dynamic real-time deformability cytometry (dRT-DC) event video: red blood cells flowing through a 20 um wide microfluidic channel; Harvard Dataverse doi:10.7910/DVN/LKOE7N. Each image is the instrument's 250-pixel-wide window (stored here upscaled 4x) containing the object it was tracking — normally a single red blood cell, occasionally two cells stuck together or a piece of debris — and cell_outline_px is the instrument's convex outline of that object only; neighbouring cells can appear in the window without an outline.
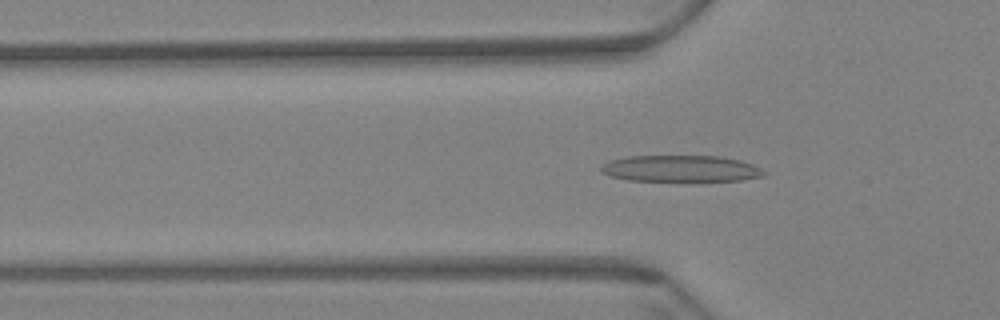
{"species": "Egyptian fruit bat (a non-hibernating species)", "species_latin": "Rousettus aegyptiacus", "temperature_condition": "warm", "stored_images_in_passage": 59, "camera_frame_rate_fps": 3000, "um_per_image_px": 0.085, "animal": {"sex": "female"}, "frame": {"image": 1, "passage_image": 19, "time_ms": 6.0, "image_size_px": [1000, 320], "cell_outline_px": [[768, 172], [764, 176], [740, 180], [628, 180], [612, 176], [600, 172], [600, 168], [608, 160], [628, 156], [720, 156], [740, 160], [752, 164]], "centroid_in_image_um": [57.87, 14.31], "position_along_channel_um": 67.9, "area_um2": 24.91}}
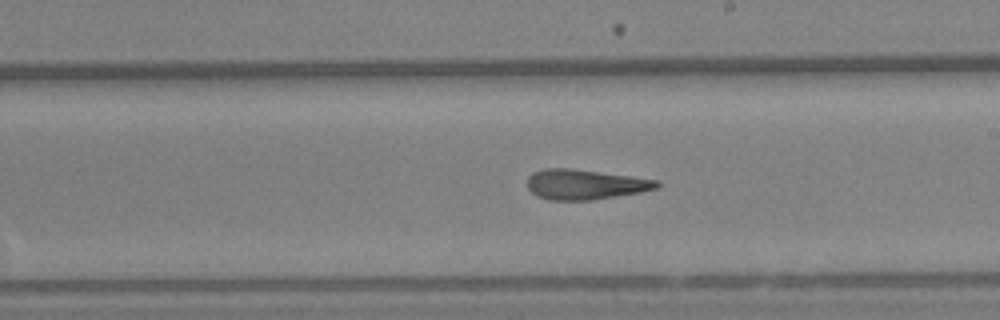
{"frame": {"image": 2, "passage_image": 34, "time_ms": 11.0, "image_size_px": [1000, 320], "cell_outline_px": [[660, 184], [656, 188], [640, 192], [592, 200], [548, 200], [536, 196], [528, 188], [528, 176], [532, 172], [544, 168], [568, 168], [660, 180]], "centroid_in_image_um": [49.69, 15.68], "position_along_channel_um": 239.3, "area_um2": 22.6}}
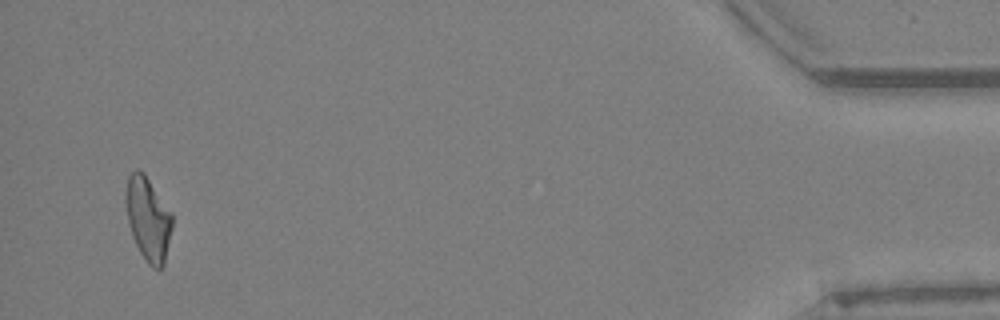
{"frame": {"image": 3, "passage_image": 57, "time_ms": 18.667, "image_size_px": [1000, 320], "cell_outline_px": [[172, 228], [164, 264], [160, 268], [152, 268], [148, 264], [140, 252], [132, 236], [128, 220], [124, 200], [124, 192], [128, 176], [136, 168], [140, 168], [144, 172], [172, 212]], "centroid_in_image_um": [12.57, 18.55], "position_along_channel_um": 422.6, "area_um2": 22.89}, "authors_computed_cell_mechanics": {"area_um2": 23.12, "velocity_mm_per_s": 3.4303, "shape_relaxation_time_tau1_ms": 10.3917, "shape_relaxation_time_tau2_ms": 3.639, "deformation_change_tau1": 0.2669, "deformation_change_tau2": 0.1575}}